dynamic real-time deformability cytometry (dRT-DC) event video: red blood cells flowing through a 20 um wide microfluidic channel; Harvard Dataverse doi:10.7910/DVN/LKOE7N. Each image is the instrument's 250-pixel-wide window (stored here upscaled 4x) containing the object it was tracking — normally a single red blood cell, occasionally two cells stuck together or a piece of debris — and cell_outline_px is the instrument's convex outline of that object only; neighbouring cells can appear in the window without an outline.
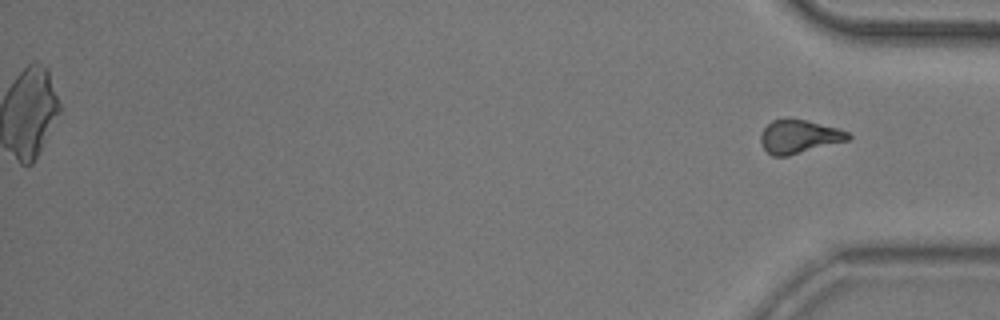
{"species": "common noctule bat (a hibernating species)", "species_latin": "Nyctalus noctula", "temperature_condition": "room temperature", "stored_images_in_passage": 51, "segment_of_instrument_passage": [2, 2], "camera_frame_rate_fps": 3000, "um_per_image_px": 0.085, "animal": {"sex": "male", "body_mass_g": 20.5, "forearm_length_mm": 52.5}, "frame": {"image": 1, "passage_image": 51, "time_ms": 16.667, "image_size_px": [1000, 320], "cell_outline_px": [[852, 136], [848, 140], [788, 156], [772, 156], [760, 144], [760, 132], [772, 120], [788, 116], [792, 116], [836, 128], [848, 132]], "centroid_in_image_um": [67.87, 11.58], "position_along_channel_um": 367.3, "area_um2": 17.34}}